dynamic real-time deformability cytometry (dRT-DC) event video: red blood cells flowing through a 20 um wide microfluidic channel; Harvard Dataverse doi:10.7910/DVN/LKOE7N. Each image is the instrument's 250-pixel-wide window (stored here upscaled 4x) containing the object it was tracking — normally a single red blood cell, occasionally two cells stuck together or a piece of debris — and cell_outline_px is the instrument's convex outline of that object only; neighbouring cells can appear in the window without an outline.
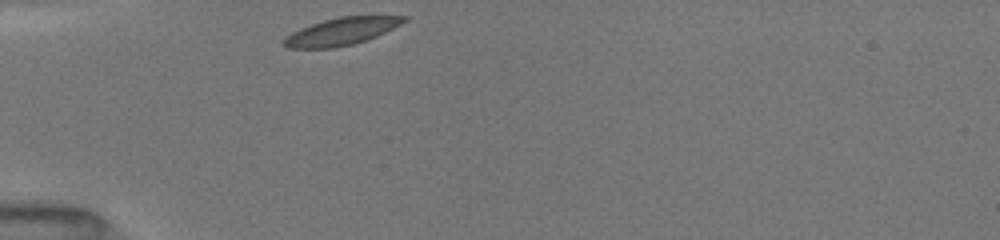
{"species": "common noctule bat (a hibernating species)", "species_latin": "Nyctalus noctula", "temperature_condition": "room temperature", "stored_images_in_passage": 8, "camera_frame_rate_fps": 3000, "um_per_image_px": 0.085, "animal": {"sex": "female", "body_mass_g": 19.5, "forearm_length_mm": 54.1}, "frame": {"image": 1, "passage_image": 1, "time_ms": 0.0, "image_size_px": [1000, 240], "cell_outline_px": [[408, 20], [368, 40], [352, 44], [332, 48], [288, 48], [280, 44], [280, 40], [292, 32], [300, 28], [324, 20], [340, 16], [408, 16]], "centroid_in_image_um": [28.96, 2.68], "position_along_channel_um": 56.0, "area_um2": 19.13}}
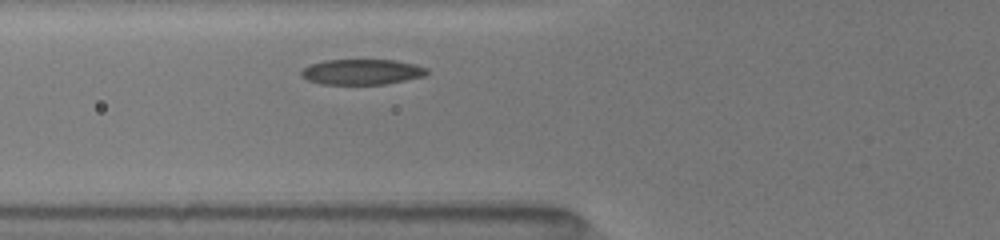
{"frame": {"image": 2, "passage_image": 7, "time_ms": 1.333, "image_size_px": [1000, 240], "cell_outline_px": [[428, 72], [424, 76], [384, 84], [320, 84], [308, 80], [300, 76], [300, 72], [304, 68], [312, 64], [324, 60], [396, 60], [416, 64], [428, 68]], "centroid_in_image_um": [30.76, 6.11], "position_along_channel_um": 95.0, "area_um2": 18.61}}